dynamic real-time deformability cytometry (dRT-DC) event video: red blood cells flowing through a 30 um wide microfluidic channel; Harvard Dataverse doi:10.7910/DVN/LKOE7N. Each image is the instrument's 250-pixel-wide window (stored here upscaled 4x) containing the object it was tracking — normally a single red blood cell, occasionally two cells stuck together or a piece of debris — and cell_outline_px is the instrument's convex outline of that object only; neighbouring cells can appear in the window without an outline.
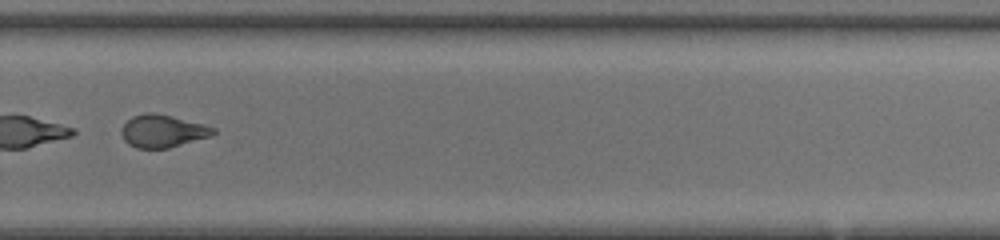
{"species": "common noctule bat (a hibernating species)", "species_latin": "Nyctalus noctula", "temperature_condition": "room temperature", "stored_images_in_passage": 48, "segment_of_instrument_passage": [2, 2], "camera_frame_rate_fps": 3000, "um_per_image_px": 0.085, "animal": {"sex": "female", "body_mass_g": 20.0, "forearm_length_mm": 54.0}, "frame": {"image": 1, "passage_image": 36, "time_ms": 11.667, "image_size_px": [1000, 240], "cell_outline_px": [[216, 132], [212, 136], [168, 148], [136, 148], [128, 144], [124, 140], [120, 132], [120, 128], [132, 116], [148, 112], [156, 112], [204, 124], [216, 128]], "centroid_in_image_um": [13.82, 11.13], "position_along_channel_um": 316.0, "area_um2": 17.63}}